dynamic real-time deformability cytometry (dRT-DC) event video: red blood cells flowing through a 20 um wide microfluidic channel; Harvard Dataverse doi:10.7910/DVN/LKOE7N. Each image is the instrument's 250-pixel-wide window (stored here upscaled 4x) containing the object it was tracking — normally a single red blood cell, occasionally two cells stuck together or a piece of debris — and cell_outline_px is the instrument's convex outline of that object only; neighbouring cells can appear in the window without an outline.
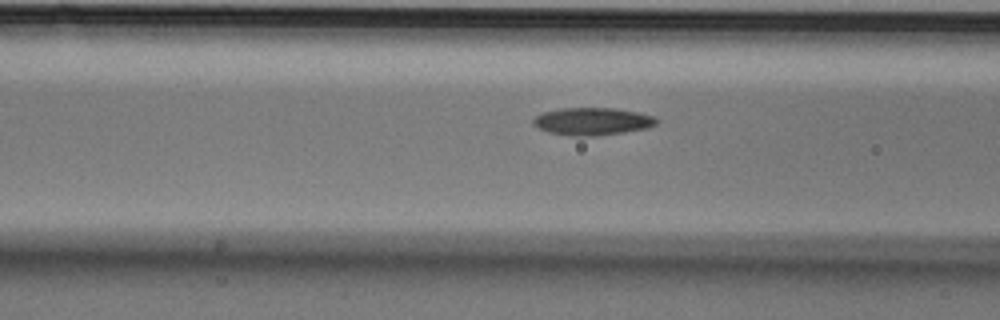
{"species": "Egyptian fruit bat (a non-hibernating species)", "species_latin": "Rousettus aegyptiacus", "temperature_condition": "cold", "stored_images_in_passage": 20, "camera_frame_rate_fps": 3000, "um_per_image_px": 0.085, "animal": {"sex": "male"}, "frame": {"image": 1, "passage_image": 17, "time_ms": 5.333, "image_size_px": [1000, 320], "cell_outline_px": [[660, 120], [656, 124], [648, 128], [624, 132], [592, 136], [572, 136], [548, 132], [532, 124], [532, 120], [536, 116], [544, 112], [560, 108], [616, 108], [640, 112], [652, 116]], "centroid_in_image_um": [50.37, 10.31], "position_along_channel_um": 116.2, "area_um2": 19.83}}